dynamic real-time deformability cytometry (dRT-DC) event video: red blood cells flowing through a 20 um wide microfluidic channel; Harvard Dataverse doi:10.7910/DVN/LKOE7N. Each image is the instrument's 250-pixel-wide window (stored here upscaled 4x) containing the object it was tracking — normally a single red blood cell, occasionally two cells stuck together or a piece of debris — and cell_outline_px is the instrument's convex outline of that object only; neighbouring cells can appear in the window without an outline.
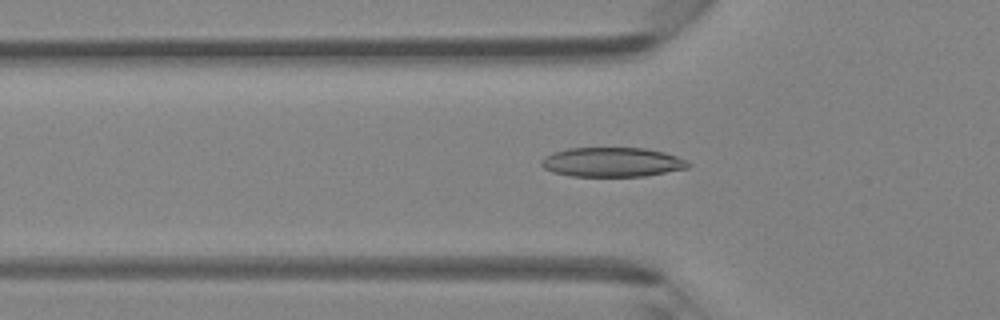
{"species": "Egyptian fruit bat (a non-hibernating species)", "species_latin": "Rousettus aegyptiacus", "temperature_condition": "room temperature", "stored_images_in_passage": 35, "camera_frame_rate_fps": 3000, "um_per_image_px": 0.085, "animal": {"sex": "female"}, "frame": {"image": 1, "passage_image": 4, "time_ms": 1.0, "image_size_px": [1000, 320], "cell_outline_px": [[692, 164], [688, 168], [648, 176], [572, 176], [552, 172], [544, 168], [540, 164], [540, 160], [544, 156], [552, 152], [568, 148], [644, 148], [664, 152], [688, 160]], "centroid_in_image_um": [52.04, 13.78], "position_along_channel_um": 73.8, "area_um2": 25.43}}
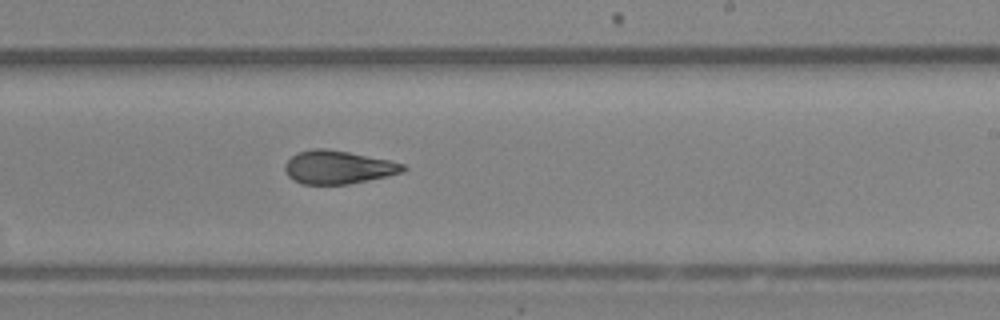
{"frame": {"image": 2, "passage_image": 17, "time_ms": 5.333, "image_size_px": [1000, 320], "cell_outline_px": [[408, 168], [404, 172], [388, 176], [348, 184], [304, 184], [292, 180], [288, 176], [284, 168], [284, 164], [296, 152], [316, 148], [324, 148], [348, 152], [388, 160], [404, 164]], "centroid_in_image_um": [28.73, 14.22], "position_along_channel_um": 260.3, "area_um2": 22.89}}
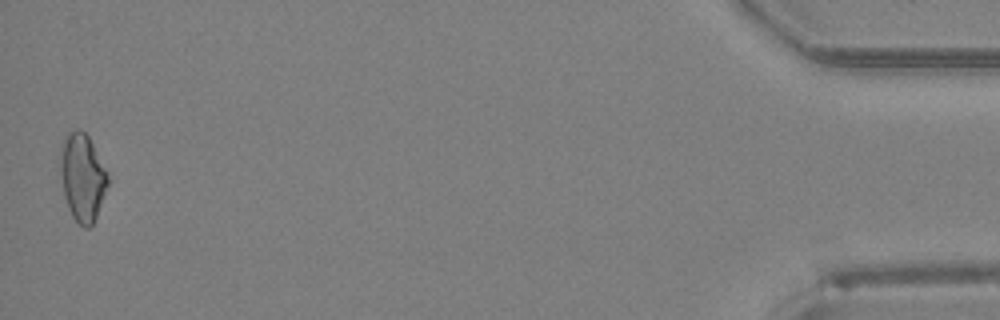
{"frame": {"image": 3, "passage_image": 35, "time_ms": 11.333, "image_size_px": [1000, 320], "cell_outline_px": [[108, 184], [96, 216], [92, 224], [88, 228], [84, 228], [72, 216], [68, 208], [64, 196], [60, 172], [60, 152], [64, 136], [68, 132], [76, 128], [84, 132], [88, 136], [108, 176]], "centroid_in_image_um": [6.97, 15.06], "position_along_channel_um": 428.2, "area_um2": 23.87}, "authors_computed_cell_mechanics": {"area_um2": 23.2356, "velocity_mm_per_s": 4.3061, "shape_relaxation_time_tau1_ms": 4.3762, "shape_relaxation_time_tau2_ms": 2.2253, "deformation_change_tau1": 0.1543, "deformation_change_tau2": 0.1058}}